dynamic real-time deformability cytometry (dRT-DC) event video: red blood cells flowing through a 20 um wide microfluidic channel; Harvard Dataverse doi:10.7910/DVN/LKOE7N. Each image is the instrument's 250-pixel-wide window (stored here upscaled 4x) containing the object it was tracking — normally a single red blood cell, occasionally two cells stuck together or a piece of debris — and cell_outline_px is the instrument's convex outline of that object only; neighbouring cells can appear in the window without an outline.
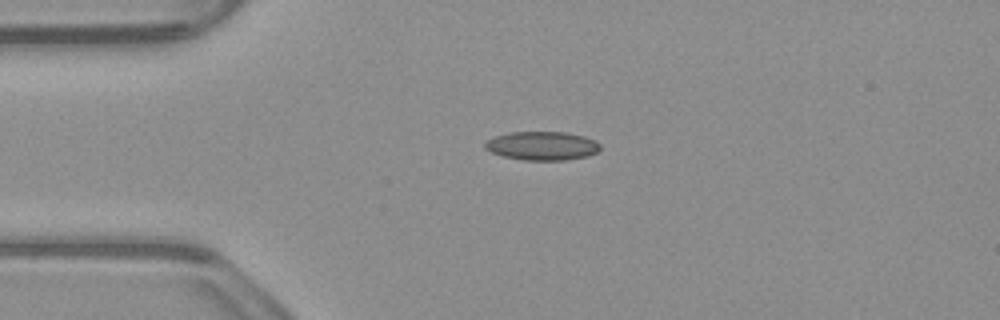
{"species": "common noctule bat (a hibernating species)", "species_latin": "Nyctalus noctula", "temperature_condition": "warm", "stored_images_in_passage": 41, "camera_frame_rate_fps": 3000, "um_per_image_px": 0.085, "animal": {"sex": "male", "body_mass_g": 23.1, "forearm_length_mm": 52.7}, "frame": {"image": 1, "passage_image": 1, "time_ms": 0.0, "image_size_px": [1000, 320], "cell_outline_px": [[600, 148], [596, 152], [588, 156], [564, 160], [524, 160], [504, 156], [492, 152], [484, 148], [484, 144], [488, 140], [496, 136], [508, 132], [564, 132], [584, 136], [596, 140], [600, 144]], "centroid_in_image_um": [46.1, 12.39], "position_along_channel_um": 38.9, "area_um2": 19.19}}
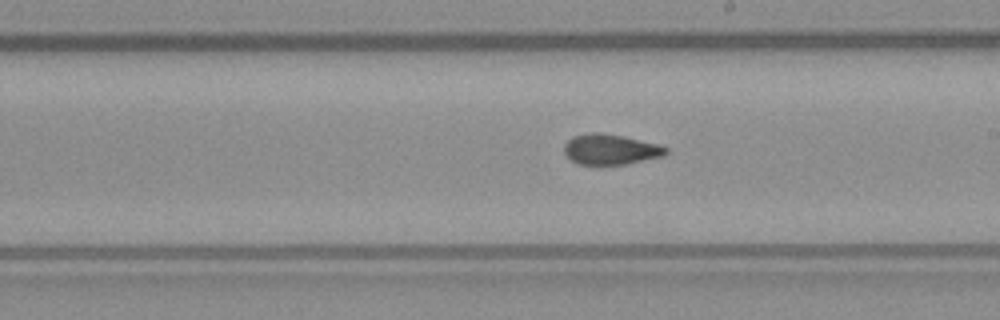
{"frame": {"image": 2, "passage_image": 18, "time_ms": 5.667, "image_size_px": [1000, 320], "cell_outline_px": [[668, 152], [664, 156], [624, 164], [580, 164], [572, 160], [564, 152], [564, 144], [572, 136], [588, 132], [600, 132], [624, 136], [660, 144], [668, 148]], "centroid_in_image_um": [51.91, 12.67], "position_along_channel_um": 237.1, "area_um2": 18.09}}
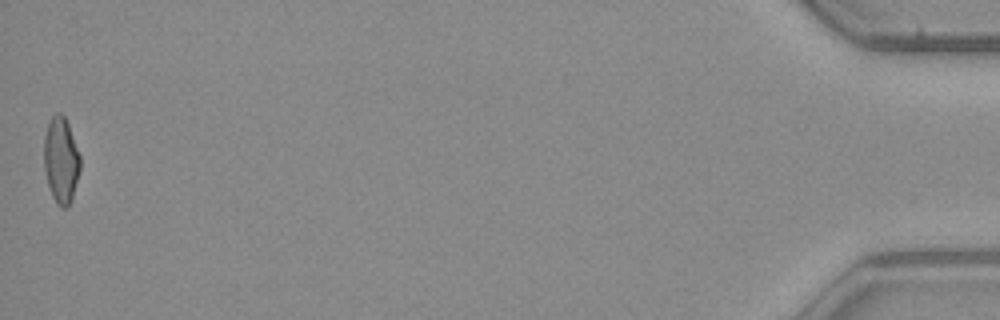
{"frame": {"image": 3, "passage_image": 41, "time_ms": 13.333, "image_size_px": [1000, 320], "cell_outline_px": [[80, 168], [72, 200], [68, 208], [60, 208], [56, 204], [52, 196], [48, 184], [44, 168], [44, 136], [48, 124], [52, 116], [56, 112], [60, 112], [64, 116], [68, 124], [80, 156]], "centroid_in_image_um": [5.18, 13.64], "position_along_channel_um": 430.0, "area_um2": 18.21}, "authors_computed_cell_mechanics": {"area_um2": 18.2648, "velocity_mm_per_s": 3.9269, "shape_relaxation_time_tau1_ms": null, "shape_relaxation_time_tau2_ms": 2.4498, "deformation_change_tau1": null, "deformation_change_tau2": 0.0783}}